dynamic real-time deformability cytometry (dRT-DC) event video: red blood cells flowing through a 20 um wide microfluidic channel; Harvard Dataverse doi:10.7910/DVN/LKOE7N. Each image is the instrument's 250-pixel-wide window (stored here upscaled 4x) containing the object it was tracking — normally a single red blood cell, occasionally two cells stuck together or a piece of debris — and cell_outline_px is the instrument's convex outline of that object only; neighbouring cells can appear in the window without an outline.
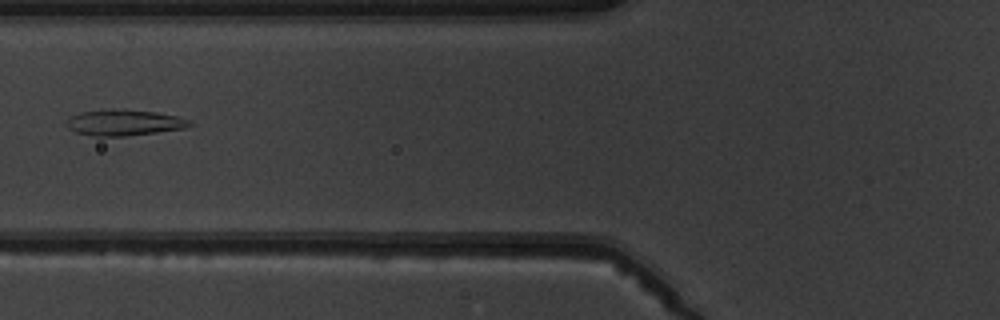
{"species": "common noctule bat (a hibernating species)", "species_latin": "Nyctalus noctula", "temperature_condition": "warm", "stored_images_in_passage": 6, "camera_frame_rate_fps": 3000, "um_per_image_px": 0.085, "animal": {"sex": "male", "body_mass_g": 19.5, "forearm_length_mm": 54.6}, "frame": {"image": 1, "passage_image": 5, "time_ms": 5.667, "image_size_px": [1000, 320], "cell_outline_px": [[192, 124], [184, 128], [156, 132], [124, 136], [92, 136], [76, 132], [68, 128], [64, 124], [64, 120], [68, 116], [80, 112], [112, 108], [120, 108], [156, 112], [176, 116], [192, 120]], "centroid_in_image_um": [10.47, 10.4], "position_along_channel_um": 115.3, "area_um2": 18.96}}
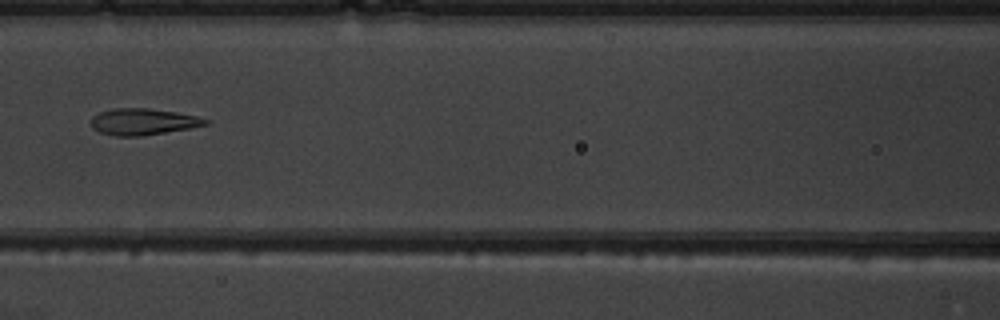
{"frame": {"image": 2, "passage_image": 6, "time_ms": 6.667, "image_size_px": [1000, 320], "cell_outline_px": [[212, 120], [208, 124], [192, 128], [144, 136], [116, 136], [100, 132], [92, 128], [92, 116], [100, 112], [112, 108], [148, 108], [176, 112], [196, 116]], "centroid_in_image_um": [12.2, 10.35], "position_along_channel_um": 154.4, "area_um2": 17.8}}